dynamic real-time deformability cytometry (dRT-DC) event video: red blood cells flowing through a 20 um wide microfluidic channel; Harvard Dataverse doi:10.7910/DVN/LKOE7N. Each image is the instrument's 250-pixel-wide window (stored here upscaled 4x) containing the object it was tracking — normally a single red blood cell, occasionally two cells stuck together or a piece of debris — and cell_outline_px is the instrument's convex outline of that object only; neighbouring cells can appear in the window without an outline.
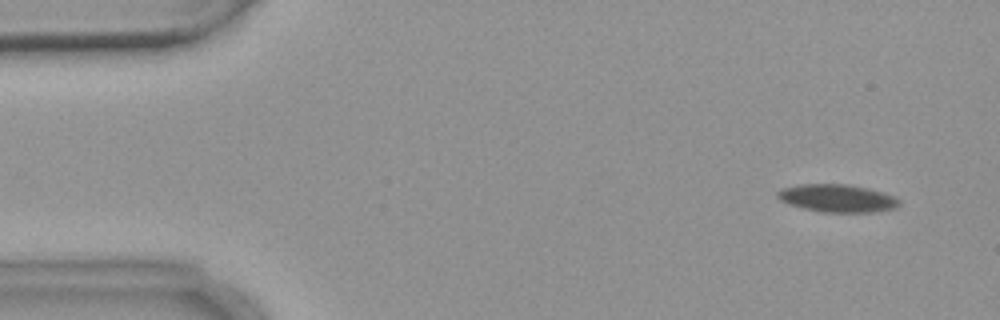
{"species": "common noctule bat (a hibernating species)", "species_latin": "Nyctalus noctula", "temperature_condition": "warm", "stored_images_in_passage": 6, "camera_frame_rate_fps": 3000, "um_per_image_px": 0.085, "animal": {"sex": "female", "body_mass_g": 18.4}, "frame": {"image": 1, "passage_image": 1, "time_ms": 0.0, "image_size_px": [1000, 320], "cell_outline_px": [[900, 204], [896, 208], [872, 212], [820, 212], [788, 204], [780, 200], [776, 196], [776, 192], [784, 188], [800, 184], [844, 184], [864, 188], [880, 192], [892, 196], [900, 200]], "centroid_in_image_um": [71.13, 16.86], "position_along_channel_um": 13.9, "area_um2": 19.42}}